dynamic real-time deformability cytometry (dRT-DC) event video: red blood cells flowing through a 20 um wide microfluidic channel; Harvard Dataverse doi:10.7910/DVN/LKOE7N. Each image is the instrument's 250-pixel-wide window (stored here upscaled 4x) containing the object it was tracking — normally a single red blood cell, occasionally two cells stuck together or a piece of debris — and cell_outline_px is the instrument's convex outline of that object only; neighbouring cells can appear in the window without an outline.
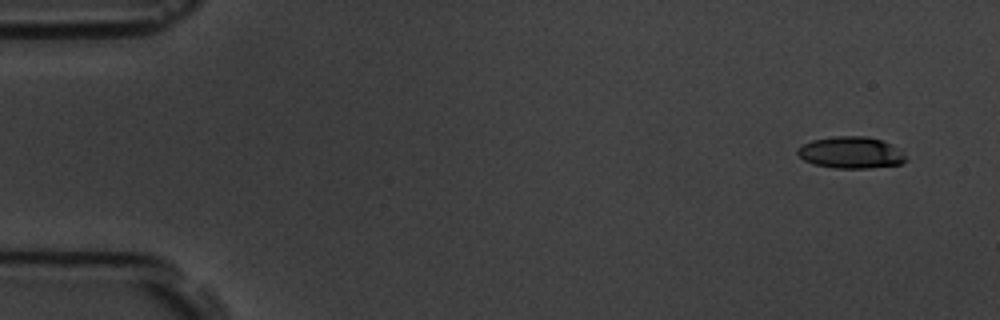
{"species": "common noctule bat (a hibernating species)", "species_latin": "Nyctalus noctula", "temperature_condition": "room temperature", "stored_images_in_passage": 5, "camera_frame_rate_fps": 3000, "um_per_image_px": 0.085, "animal": {"sex": "male", "body_mass_g": 19.5, "forearm_length_mm": 54.6}, "frame": {"image": 1, "passage_image": 1, "time_ms": 0.0, "image_size_px": [1000, 320], "cell_outline_px": [[908, 160], [900, 164], [868, 168], [832, 168], [812, 164], [804, 160], [796, 152], [796, 148], [812, 140], [836, 136], [864, 136], [880, 140], [892, 144]], "centroid_in_image_um": [72.28, 12.97], "position_along_channel_um": 12.7, "area_um2": 19.88}}
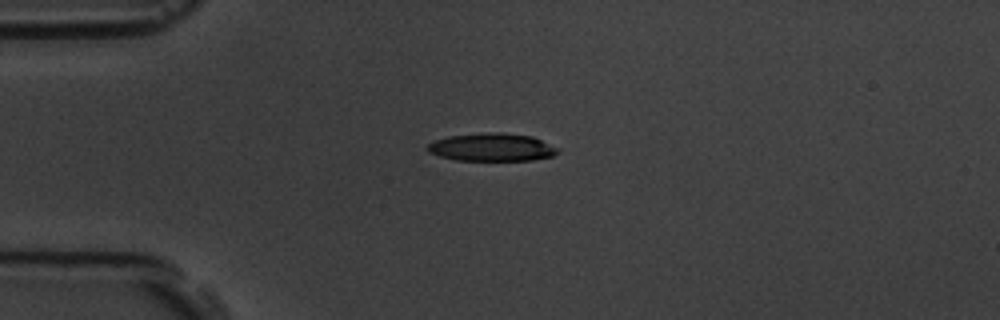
{"frame": {"image": 2, "passage_image": 4, "time_ms": 3.667, "image_size_px": [1000, 320], "cell_outline_px": [[560, 152], [552, 156], [532, 160], [456, 160], [440, 156], [428, 152], [424, 148], [428, 144], [436, 140], [448, 136], [488, 132], [500, 132], [532, 136], [560, 148]], "centroid_in_image_um": [41.82, 12.51], "position_along_channel_um": 43.2, "area_um2": 21.27}}